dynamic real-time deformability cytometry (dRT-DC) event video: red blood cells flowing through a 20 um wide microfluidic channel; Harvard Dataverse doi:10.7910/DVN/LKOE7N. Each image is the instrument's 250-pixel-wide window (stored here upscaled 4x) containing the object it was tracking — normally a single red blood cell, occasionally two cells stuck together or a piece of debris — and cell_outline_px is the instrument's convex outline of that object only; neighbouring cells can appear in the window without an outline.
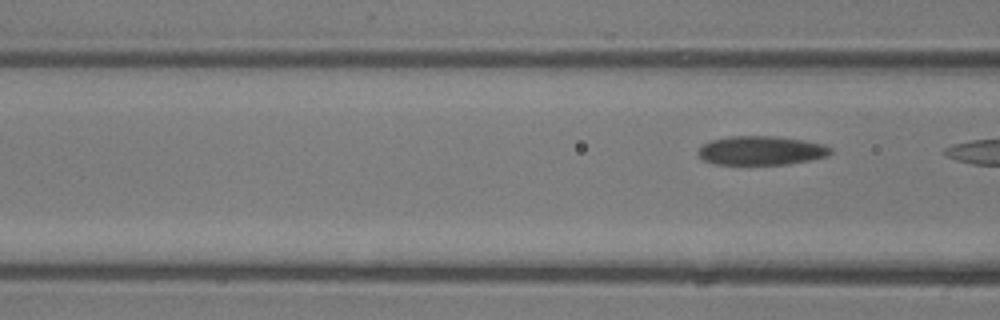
{"species": "common noctule bat (a hibernating species)", "species_latin": "Nyctalus noctula", "temperature_condition": "room temperature", "stored_images_in_passage": 3, "segment_of_instrument_passage": [2, 2], "camera_frame_rate_fps": 3000, "um_per_image_px": 0.085, "animal": {"sex": "male", "body_mass_g": 13.3}, "frame": {"image": 1, "passage_image": 3, "time_ms": 0.667, "image_size_px": [1000, 320], "cell_outline_px": [[832, 152], [828, 156], [788, 164], [712, 164], [704, 160], [696, 152], [704, 144], [712, 140], [732, 136], [772, 136], [804, 140], [824, 144], [832, 148]], "centroid_in_image_um": [64.72, 12.79], "position_along_channel_um": 101.9, "area_um2": 22.25}}